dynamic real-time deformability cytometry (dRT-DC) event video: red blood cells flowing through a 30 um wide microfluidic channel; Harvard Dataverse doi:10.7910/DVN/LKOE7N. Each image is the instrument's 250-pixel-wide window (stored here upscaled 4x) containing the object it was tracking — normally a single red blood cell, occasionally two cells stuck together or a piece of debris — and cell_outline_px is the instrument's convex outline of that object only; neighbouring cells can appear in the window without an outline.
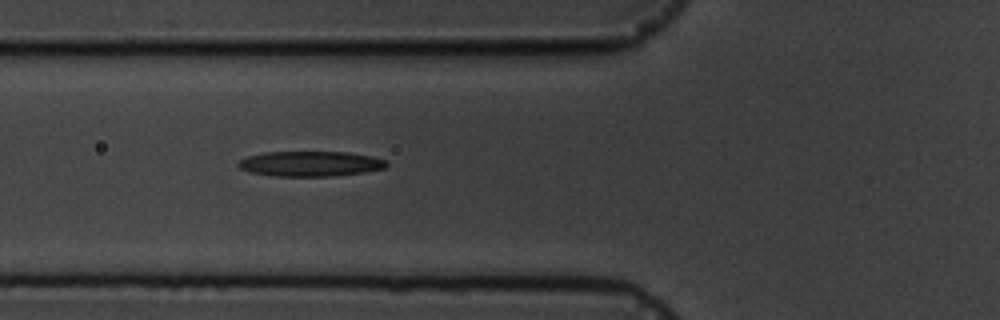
{"species": "common noctule bat (a hibernating species)", "species_latin": "Nyctalus noctula", "temperature_condition": "cold", "stored_images_in_passage": 6, "camera_frame_rate_fps": 3000, "um_per_image_px": 0.085, "animal": {"sex": "male", "body_mass_g": 19.5, "forearm_length_mm": 54.6}, "frame": {"image": 1, "passage_image": 6, "time_ms": 5.667, "image_size_px": [1000, 320], "cell_outline_px": [[388, 164], [384, 168], [364, 172], [332, 176], [272, 176], [248, 172], [240, 168], [236, 164], [240, 160], [248, 156], [264, 152], [348, 152], [372, 156], [384, 160]], "centroid_in_image_um": [26.34, 13.92], "position_along_channel_um": 99.5, "area_um2": 21.73}}